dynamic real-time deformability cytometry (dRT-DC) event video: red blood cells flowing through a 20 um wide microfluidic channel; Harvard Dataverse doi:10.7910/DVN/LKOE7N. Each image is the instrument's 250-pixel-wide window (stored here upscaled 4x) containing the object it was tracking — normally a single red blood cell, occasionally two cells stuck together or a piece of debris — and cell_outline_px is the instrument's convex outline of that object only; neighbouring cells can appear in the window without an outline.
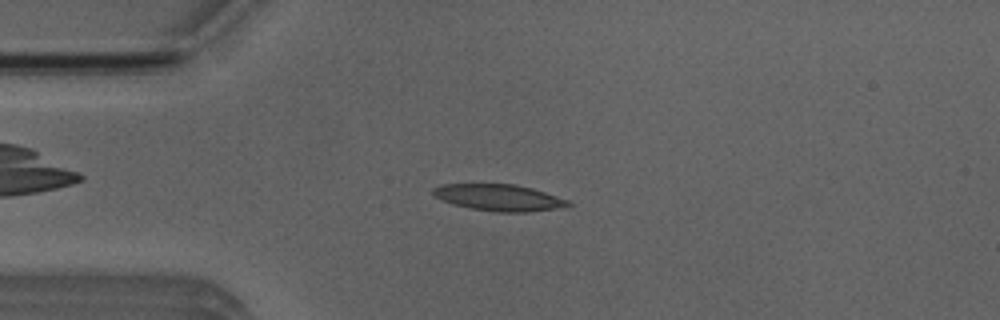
{"species": "Egyptian fruit bat (a non-hibernating species)", "species_latin": "Rousettus aegyptiacus", "temperature_condition": "room temperature", "stored_images_in_passage": 43, "camera_frame_rate_fps": 3000, "um_per_image_px": 0.085, "animal": {"sex": "male"}, "frame": {"image": 1, "passage_image": 4, "time_ms": 1.0, "image_size_px": [1000, 320], "cell_outline_px": [[572, 204], [556, 208], [528, 212], [496, 212], [472, 208], [452, 204], [432, 196], [432, 188], [440, 184], [512, 184], [532, 188], [568, 200]], "centroid_in_image_um": [42.34, 16.79], "position_along_channel_um": 42.7, "area_um2": 20.75}}
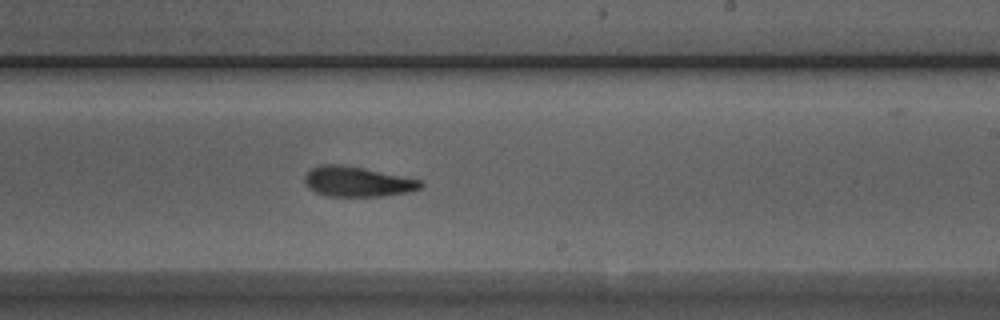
{"frame": {"image": 2, "passage_image": 22, "time_ms": 7.0, "image_size_px": [1000, 320], "cell_outline_px": [[424, 184], [420, 188], [412, 192], [380, 196], [328, 196], [316, 192], [308, 188], [304, 180], [304, 176], [312, 168], [320, 164], [340, 164], [364, 168], [420, 180]], "centroid_in_image_um": [30.36, 15.44], "position_along_channel_um": 258.6, "area_um2": 20.29}}
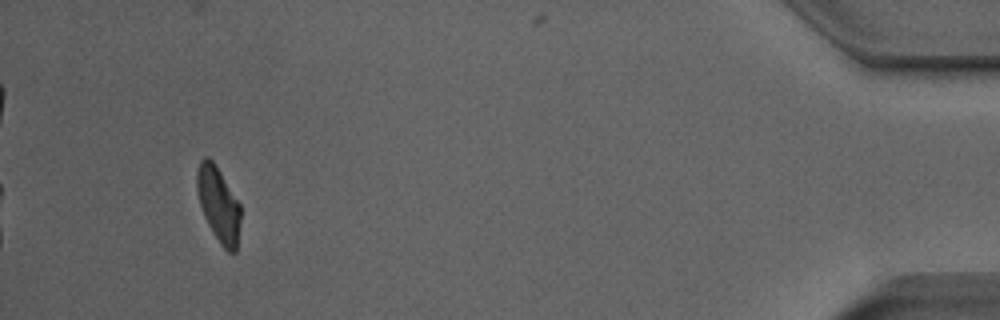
{"frame": {"image": 3, "passage_image": 40, "time_ms": 13.0, "image_size_px": [1000, 320], "cell_outline_px": [[240, 224], [236, 252], [228, 252], [220, 244], [208, 224], [204, 216], [200, 204], [196, 188], [196, 172], [200, 160], [204, 156], [208, 156], [212, 160], [240, 204]], "centroid_in_image_um": [18.56, 17.37], "position_along_channel_um": 416.6, "area_um2": 18.9}, "authors_computed_cell_mechanics": {"area_um2": 20.519, "velocity_mm_per_s": 3.9227, "shape_relaxation_time_tau1_ms": 6.8661, "shape_relaxation_time_tau2_ms": 4.2909, "deformation_change_tau1": 0.2132, "deformation_change_tau2": 0.1386}}